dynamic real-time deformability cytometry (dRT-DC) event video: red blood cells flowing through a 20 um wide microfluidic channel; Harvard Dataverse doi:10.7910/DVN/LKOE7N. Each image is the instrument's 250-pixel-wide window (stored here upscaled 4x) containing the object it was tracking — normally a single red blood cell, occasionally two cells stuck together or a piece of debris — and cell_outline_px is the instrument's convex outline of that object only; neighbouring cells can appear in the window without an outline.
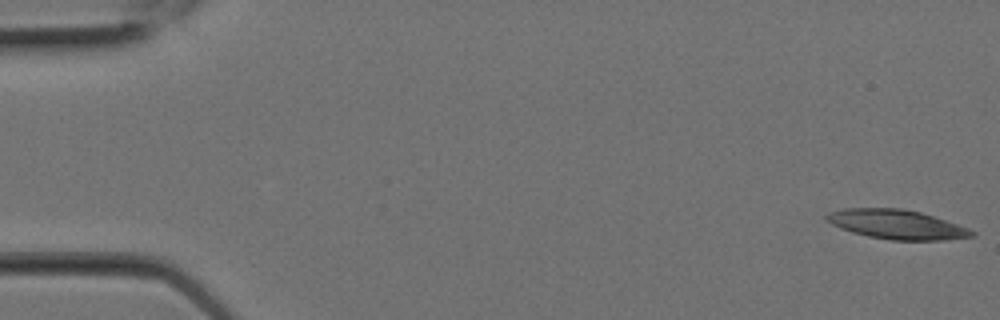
{"species": "Egyptian fruit bat (a non-hibernating species)", "species_latin": "Rousettus aegyptiacus", "temperature_condition": "room temperature", "stored_images_in_passage": 7, "camera_frame_rate_fps": 3000, "um_per_image_px": 0.085, "animal": {"sex": "female"}, "frame": {"image": 1, "passage_image": 1, "time_ms": 0.0, "image_size_px": [1000, 320], "cell_outline_px": [[976, 236], [944, 240], [888, 240], [868, 236], [852, 232], [840, 228], [832, 224], [824, 216], [828, 212], [844, 208], [904, 208], [920, 212], [968, 228], [976, 232]], "centroid_in_image_um": [76.21, 19.07], "position_along_channel_um": 8.8, "area_um2": 24.8}}
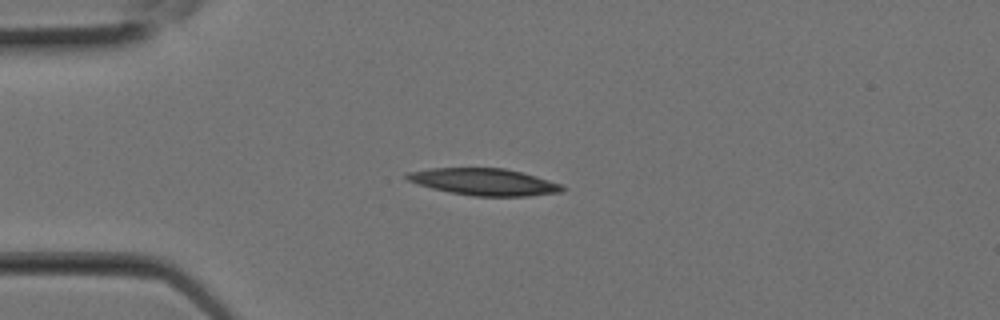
{"frame": {"image": 2, "passage_image": 6, "time_ms": 1.667, "image_size_px": [1000, 320], "cell_outline_px": [[568, 188], [564, 192], [528, 196], [472, 196], [448, 192], [432, 188], [408, 180], [404, 176], [408, 172], [428, 168], [504, 168], [536, 176], [560, 184]], "centroid_in_image_um": [41.18, 15.46], "position_along_channel_um": 43.8, "area_um2": 24.33}}